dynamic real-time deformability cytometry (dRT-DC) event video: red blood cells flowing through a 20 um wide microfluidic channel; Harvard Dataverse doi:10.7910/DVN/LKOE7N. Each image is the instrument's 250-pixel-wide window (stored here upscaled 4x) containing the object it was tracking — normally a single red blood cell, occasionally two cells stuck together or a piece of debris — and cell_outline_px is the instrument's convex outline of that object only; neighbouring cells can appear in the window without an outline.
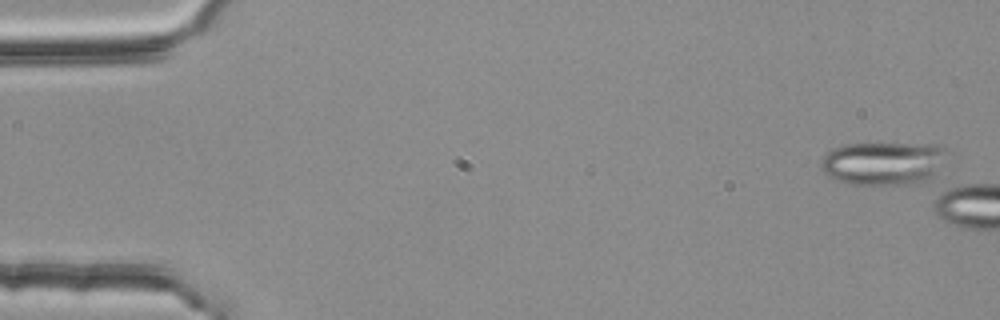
{"species": "common noctule bat (a hibernating species)", "species_latin": "Nyctalus noctula", "temperature_condition": "room temperature", "stored_images_in_passage": 1, "camera_frame_rate_fps": 3000, "um_per_image_px": 0.085, "animal": {"sex": "female", "body_mass_g": 25.1}, "frame": {"image": 1, "passage_image": 1, "time_ms": 0.0, "image_size_px": [1000, 320], "cell_outline_px": [[948, 148], [936, 172], [928, 180], [920, 184], [876, 188], [848, 184], [836, 180], [828, 176], [820, 168], [820, 160], [832, 148], [844, 144], [940, 144]], "centroid_in_image_um": [75.06, 13.93], "position_along_channel_um": 9.9, "area_um2": 33.0}}